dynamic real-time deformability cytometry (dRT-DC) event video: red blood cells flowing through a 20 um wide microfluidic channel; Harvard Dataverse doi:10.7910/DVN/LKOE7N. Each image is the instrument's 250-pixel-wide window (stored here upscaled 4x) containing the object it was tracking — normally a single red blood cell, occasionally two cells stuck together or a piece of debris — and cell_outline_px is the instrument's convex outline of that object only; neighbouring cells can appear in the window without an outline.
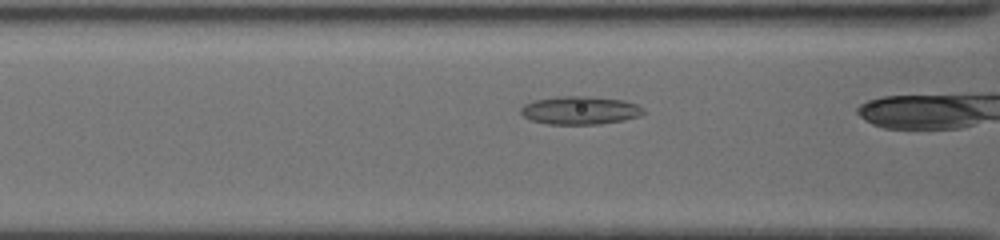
{"species": "common noctule bat (a hibernating species)", "species_latin": "Nyctalus noctula", "temperature_condition": "cold", "stored_images_in_passage": 7, "camera_frame_rate_fps": 3000, "um_per_image_px": 0.085, "animal": {"sex": "female", "body_mass_g": 19.5, "forearm_length_mm": 54.1}, "frame": {"image": 1, "passage_image": 6, "time_ms": 2.0, "image_size_px": [1000, 240], "cell_outline_px": [[644, 112], [636, 116], [620, 120], [596, 124], [548, 124], [532, 120], [524, 116], [520, 112], [520, 108], [524, 104], [532, 100], [556, 96], [584, 96], [624, 100], [636, 104]], "centroid_in_image_um": [49.21, 9.36], "position_along_channel_um": 117.4, "area_um2": 19.83}}